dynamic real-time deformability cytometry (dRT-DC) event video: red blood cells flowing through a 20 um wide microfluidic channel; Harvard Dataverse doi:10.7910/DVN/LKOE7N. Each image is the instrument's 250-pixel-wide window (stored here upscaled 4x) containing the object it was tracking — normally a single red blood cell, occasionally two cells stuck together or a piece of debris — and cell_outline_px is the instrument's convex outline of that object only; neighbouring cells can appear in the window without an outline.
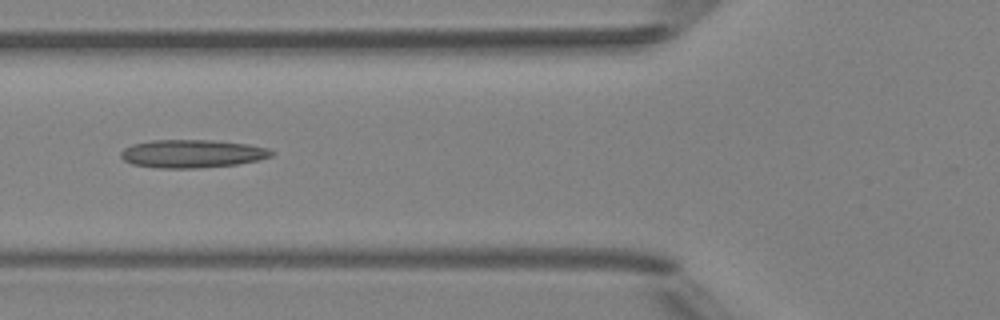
{"species": "Egyptian fruit bat (a non-hibernating species)", "species_latin": "Rousettus aegyptiacus", "temperature_condition": "room temperature", "stored_images_in_passage": 5, "camera_frame_rate_fps": 3000, "um_per_image_px": 0.085, "animal": {"sex": "female"}, "frame": {"image": 1, "passage_image": 5, "time_ms": 5.333, "image_size_px": [1000, 320], "cell_outline_px": [[276, 152], [272, 156], [256, 160], [236, 164], [200, 168], [152, 168], [132, 164], [124, 160], [120, 156], [120, 152], [124, 148], [132, 144], [152, 140], [212, 140], [248, 144], [268, 148]], "centroid_in_image_um": [16.31, 13.06], "position_along_channel_um": 109.5, "area_um2": 24.8}}